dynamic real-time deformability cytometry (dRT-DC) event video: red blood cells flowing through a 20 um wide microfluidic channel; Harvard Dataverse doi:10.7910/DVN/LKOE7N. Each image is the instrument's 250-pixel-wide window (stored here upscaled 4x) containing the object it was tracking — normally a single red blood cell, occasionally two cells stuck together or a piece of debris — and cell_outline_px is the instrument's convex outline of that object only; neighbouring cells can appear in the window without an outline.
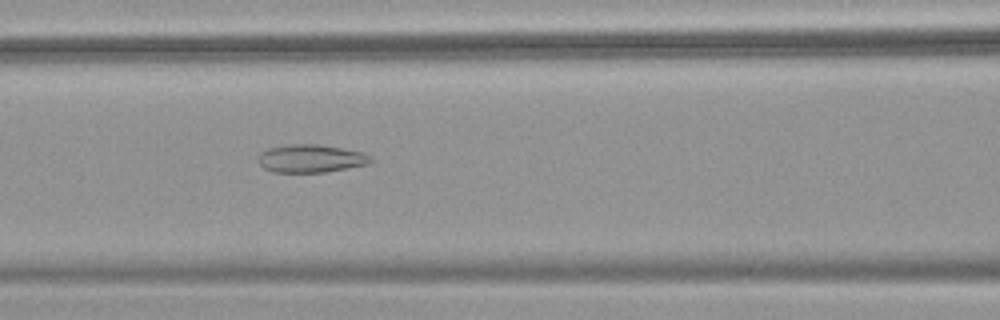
{"species": "common noctule bat (a hibernating species)", "species_latin": "Nyctalus noctula", "temperature_condition": "warm", "stored_images_in_passage": 30, "camera_frame_rate_fps": 3000, "um_per_image_px": 0.085, "animal": {"sex": "female", "body_mass_g": 18.4}, "frame": {"image": 1, "passage_image": 8, "time_ms": 2.333, "image_size_px": [1000, 320], "cell_outline_px": [[376, 160], [368, 164], [348, 168], [324, 172], [272, 172], [264, 168], [256, 160], [256, 156], [260, 152], [268, 148], [288, 144], [316, 144], [340, 148], [360, 152]], "centroid_in_image_um": [26.36, 13.47], "position_along_channel_um": 140.2, "area_um2": 18.38}}
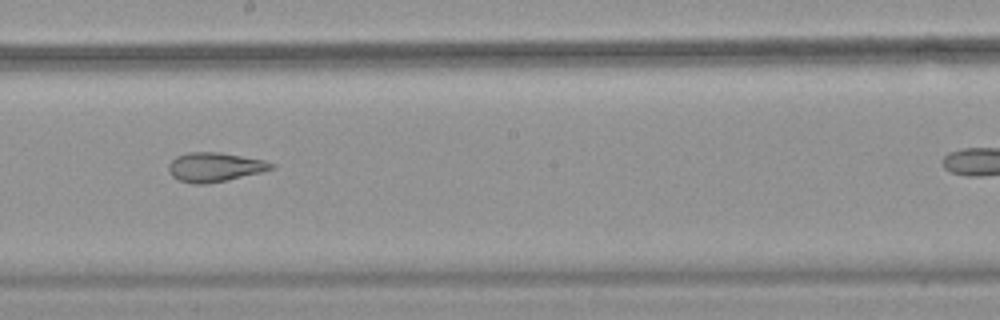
{"frame": {"image": 2, "passage_image": 15, "time_ms": 4.667, "image_size_px": [1000, 320], "cell_outline_px": [[276, 168], [228, 180], [204, 184], [192, 184], [180, 180], [172, 176], [168, 172], [168, 164], [176, 156], [188, 152], [220, 152], [264, 160], [276, 164]], "centroid_in_image_um": [18.25, 14.2], "position_along_channel_um": 230.0, "area_um2": 17.57}}
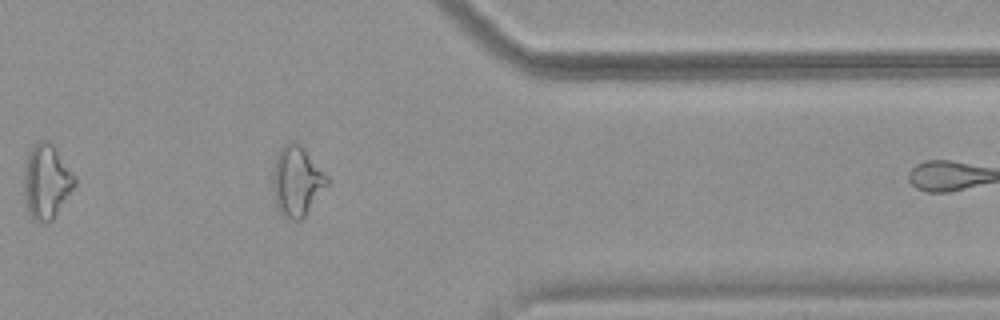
{"frame": {"image": 3, "passage_image": 28, "time_ms": 9.0, "image_size_px": [1000, 320], "cell_outline_px": [[328, 184], [304, 216], [300, 220], [292, 220], [284, 216], [276, 208], [272, 188], [272, 172], [276, 156], [280, 148], [284, 144], [292, 140], [300, 144], [328, 176]], "centroid_in_image_um": [25.19, 15.38], "position_along_channel_um": 386.2, "area_um2": 22.14}}